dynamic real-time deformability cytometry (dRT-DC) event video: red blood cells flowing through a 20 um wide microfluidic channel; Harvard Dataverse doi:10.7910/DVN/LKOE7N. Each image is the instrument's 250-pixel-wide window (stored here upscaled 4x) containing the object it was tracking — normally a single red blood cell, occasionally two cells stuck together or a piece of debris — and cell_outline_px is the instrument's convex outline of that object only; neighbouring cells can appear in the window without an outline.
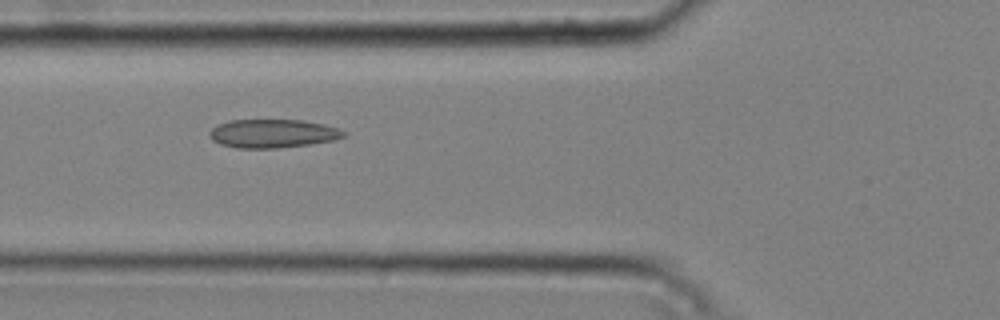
{"species": "common noctule bat (a hibernating species)", "species_latin": "Nyctalus noctula", "temperature_condition": "cold", "stored_images_in_passage": 46, "camera_frame_rate_fps": 3000, "um_per_image_px": 0.085, "animal": {"sex": "male", "body_mass_g": 20.4}, "frame": {"image": 1, "passage_image": 19, "time_ms": 6.0, "image_size_px": [1000, 320], "cell_outline_px": [[348, 136], [332, 140], [308, 144], [276, 148], [236, 148], [220, 144], [212, 140], [208, 136], [208, 132], [216, 124], [228, 120], [304, 120], [324, 124], [340, 128], [348, 132]], "centroid_in_image_um": [23.18, 11.34], "position_along_channel_um": 102.6, "area_um2": 22.6}}
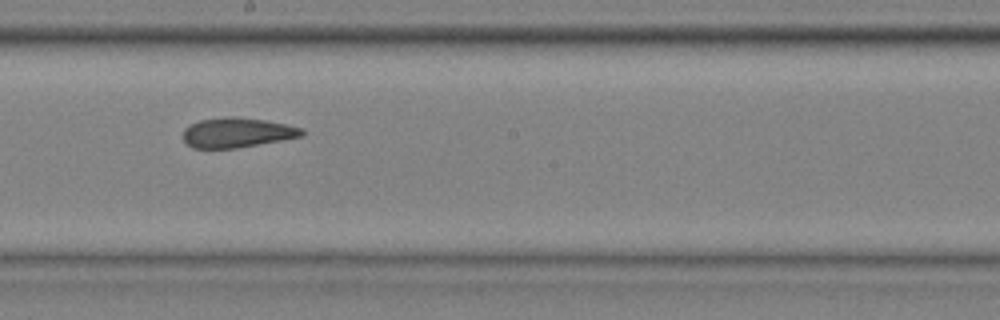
{"frame": {"image": 2, "passage_image": 29, "time_ms": 9.333, "image_size_px": [1000, 320], "cell_outline_px": [[304, 136], [236, 148], [192, 148], [184, 140], [184, 128], [200, 120], [228, 116], [232, 116], [264, 120], [304, 128]], "centroid_in_image_um": [20.17, 11.27], "position_along_channel_um": 228.0, "area_um2": 20.46}}
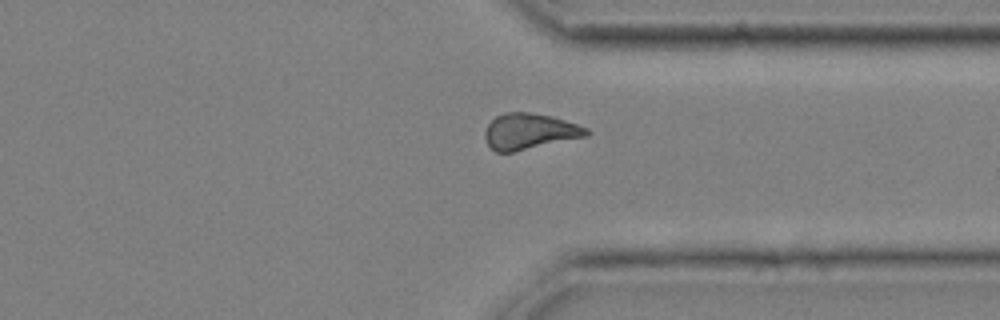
{"frame": {"image": 3, "passage_image": 40, "time_ms": 13.0, "image_size_px": [1000, 320], "cell_outline_px": [[592, 132], [588, 136], [512, 152], [496, 152], [488, 144], [484, 136], [484, 132], [488, 124], [496, 116], [504, 112], [528, 112], [552, 116], [588, 128]], "centroid_in_image_um": [45.02, 11.16], "position_along_channel_um": 366.4, "area_um2": 21.21}, "authors_computed_cell_mechanics": {"area_um2": 21.5883, "velocity_mm_per_s": 3.7686, "shape_relaxation_time_tau1_ms": null, "shape_relaxation_time_tau2_ms": 3.3296, "deformation_change_tau1": null, "deformation_change_tau2": 0.0973}}